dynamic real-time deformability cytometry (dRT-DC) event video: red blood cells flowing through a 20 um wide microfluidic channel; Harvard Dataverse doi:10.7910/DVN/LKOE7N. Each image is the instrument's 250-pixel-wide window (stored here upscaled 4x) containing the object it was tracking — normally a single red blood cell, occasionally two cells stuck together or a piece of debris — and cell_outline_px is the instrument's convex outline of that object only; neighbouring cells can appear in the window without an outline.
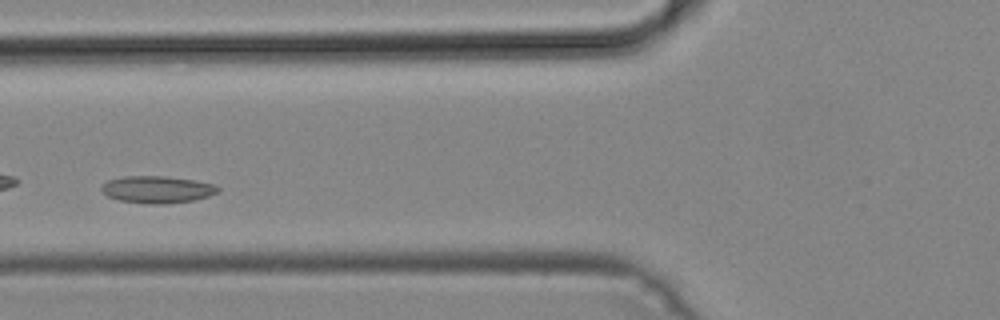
{"species": "common noctule bat (a hibernating species)", "species_latin": "Nyctalus noctula", "temperature_condition": "cold", "stored_images_in_passage": 48, "camera_frame_rate_fps": 3000, "um_per_image_px": 0.085, "animal": {"sex": "male", "body_mass_g": 19.2, "forearm_length_mm": 51.8}, "frame": {"image": 1, "passage_image": 18, "time_ms": 5.667, "image_size_px": [1000, 320], "cell_outline_px": [[220, 192], [208, 196], [192, 200], [164, 204], [148, 204], [120, 200], [108, 196], [100, 188], [108, 180], [124, 176], [164, 176], [192, 180], [212, 184], [220, 188]], "centroid_in_image_um": [13.36, 16.11], "position_along_channel_um": 112.4, "area_um2": 18.15}}
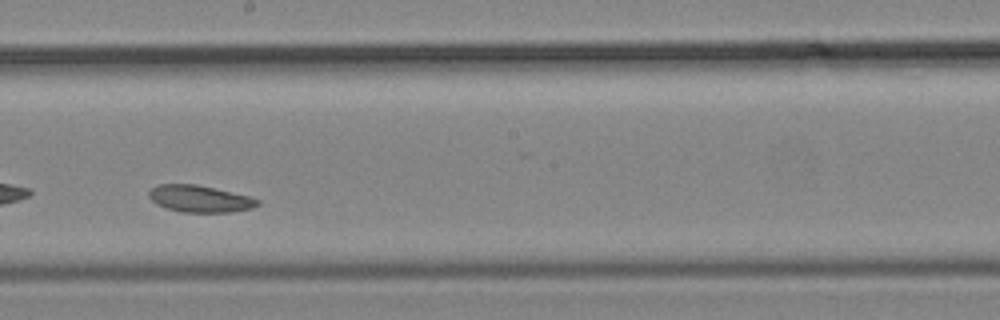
{"frame": {"image": 2, "passage_image": 27, "time_ms": 8.667, "image_size_px": [1000, 320], "cell_outline_px": [[260, 204], [252, 208], [232, 212], [184, 212], [164, 208], [156, 204], [148, 196], [148, 192], [152, 188], [160, 184], [196, 184], [248, 196], [260, 200]], "centroid_in_image_um": [16.96, 16.9], "position_along_channel_um": 231.2, "area_um2": 16.94}}
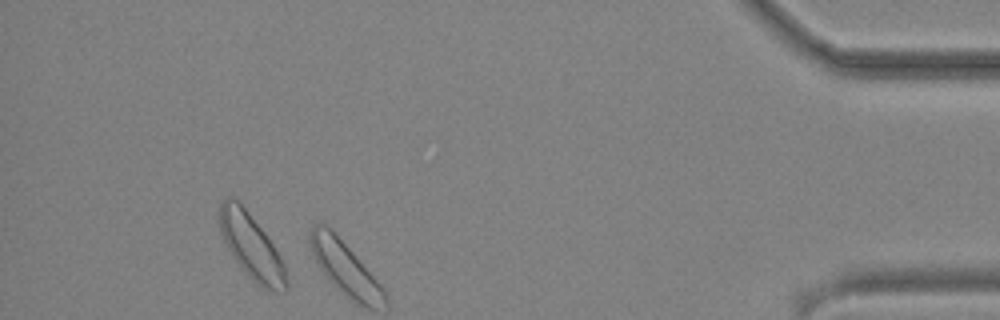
{"frame": {"image": 3, "passage_image": 44, "time_ms": 14.333, "image_size_px": [1000, 320], "cell_outline_px": [[288, 288], [284, 292], [276, 292], [252, 280], [248, 276], [232, 256], [220, 232], [216, 216], [220, 204], [224, 196], [232, 196], [244, 208], [264, 232], [280, 256], [284, 264], [288, 284]], "centroid_in_image_um": [21.32, 20.92], "position_along_channel_um": 413.9, "area_um2": 25.14}}